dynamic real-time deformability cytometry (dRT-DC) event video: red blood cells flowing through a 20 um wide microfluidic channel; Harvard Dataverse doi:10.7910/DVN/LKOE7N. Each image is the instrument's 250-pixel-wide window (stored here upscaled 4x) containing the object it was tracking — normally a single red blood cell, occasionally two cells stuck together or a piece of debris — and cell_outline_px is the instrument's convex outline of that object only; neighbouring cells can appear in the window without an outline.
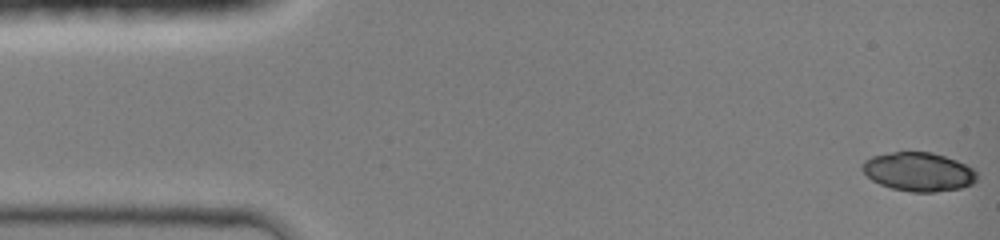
{"species": "common noctule bat (a hibernating species)", "species_latin": "Nyctalus noctula", "temperature_condition": "room temperature", "stored_images_in_passage": 17, "camera_frame_rate_fps": 3000, "um_per_image_px": 0.085, "animal": {"sex": "female", "body_mass_g": 19.0, "forearm_length_mm": 51.5}, "frame": {"image": 1, "passage_image": 1, "time_ms": 0.0, "image_size_px": [1000, 240], "cell_outline_px": [[976, 180], [972, 184], [960, 188], [936, 192], [912, 192], [892, 188], [880, 184], [872, 180], [860, 168], [864, 160], [872, 156], [892, 152], [932, 152], [956, 160], [972, 168], [976, 172]], "centroid_in_image_um": [78.06, 14.6], "position_along_channel_um": 6.9, "area_um2": 25.84}}
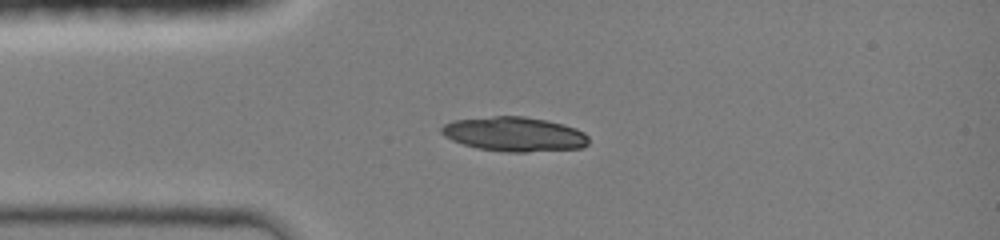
{"frame": {"image": 2, "passage_image": 10, "time_ms": 3.333, "image_size_px": [1000, 240], "cell_outline_px": [[588, 144], [580, 148], [528, 152], [504, 152], [476, 148], [452, 140], [444, 136], [440, 132], [440, 128], [444, 124], [452, 120], [492, 116], [524, 116], [564, 124], [576, 128], [584, 132], [588, 136]], "centroid_in_image_um": [43.7, 11.4], "position_along_channel_um": 41.3, "area_um2": 29.71}}